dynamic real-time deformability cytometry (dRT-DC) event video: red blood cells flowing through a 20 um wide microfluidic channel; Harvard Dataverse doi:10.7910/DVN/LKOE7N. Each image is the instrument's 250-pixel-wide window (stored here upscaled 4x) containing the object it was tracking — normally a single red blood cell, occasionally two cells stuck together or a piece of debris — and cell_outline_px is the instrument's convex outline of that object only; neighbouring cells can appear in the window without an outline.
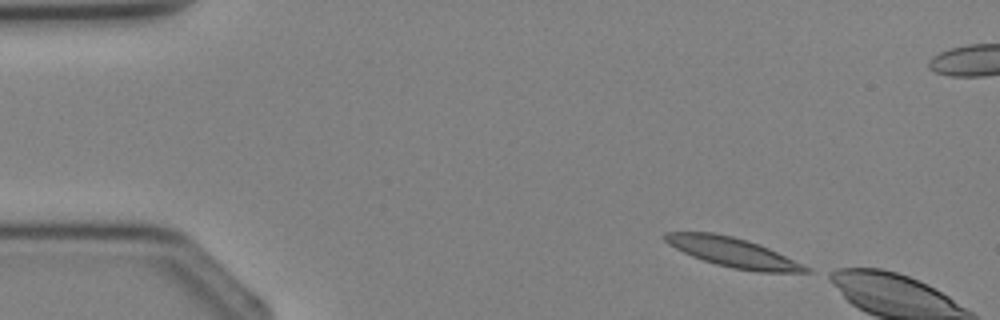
{"species": "Egyptian fruit bat (a non-hibernating species)", "species_latin": "Rousettus aegyptiacus", "temperature_condition": "cold", "stored_images_in_passage": 2, "camera_frame_rate_fps": 3000, "um_per_image_px": 0.085, "animal": {"sex": "female"}, "frame": {"image": 1, "passage_image": 1, "time_ms": 0.0, "image_size_px": [1000, 320], "cell_outline_px": [[812, 272], [760, 272], [732, 268], [716, 264], [692, 256], [668, 244], [664, 240], [664, 232], [712, 232], [732, 236], [748, 240], [760, 244], [812, 268]], "centroid_in_image_um": [62.33, 21.45], "position_along_channel_um": 22.7, "area_um2": 24.04}}